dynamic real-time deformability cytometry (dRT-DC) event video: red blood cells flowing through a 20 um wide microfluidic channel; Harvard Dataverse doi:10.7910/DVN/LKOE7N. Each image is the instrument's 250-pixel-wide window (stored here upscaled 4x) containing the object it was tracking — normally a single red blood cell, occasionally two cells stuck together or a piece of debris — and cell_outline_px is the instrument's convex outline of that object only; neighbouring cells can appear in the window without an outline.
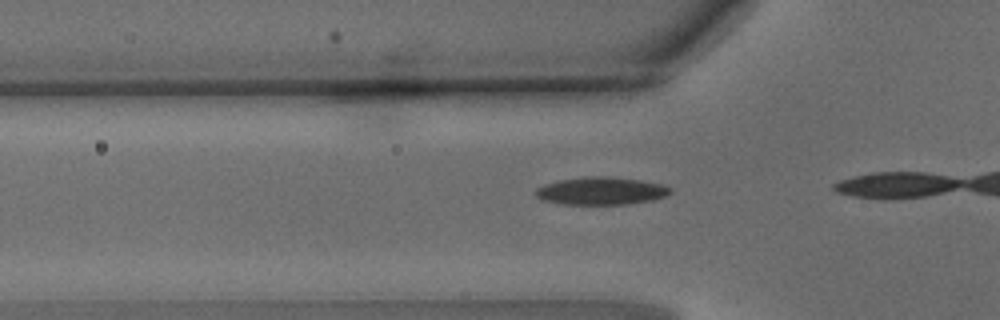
{"species": "common noctule bat (a hibernating species)", "species_latin": "Nyctalus noctula", "temperature_condition": "warm", "stored_images_in_passage": 7, "camera_frame_rate_fps": 3000, "um_per_image_px": 0.085, "animal": {"sex": "male", "body_mass_g": 15.6}, "frame": {"image": 1, "passage_image": 3, "time_ms": 0.667, "image_size_px": [1000, 320], "cell_outline_px": [[672, 192], [664, 196], [652, 200], [628, 204], [560, 204], [544, 200], [536, 196], [536, 188], [544, 184], [560, 180], [584, 176], [604, 176], [640, 180], [664, 184], [672, 188]], "centroid_in_image_um": [51.11, 16.22], "position_along_channel_um": 74.7, "area_um2": 21.73}}
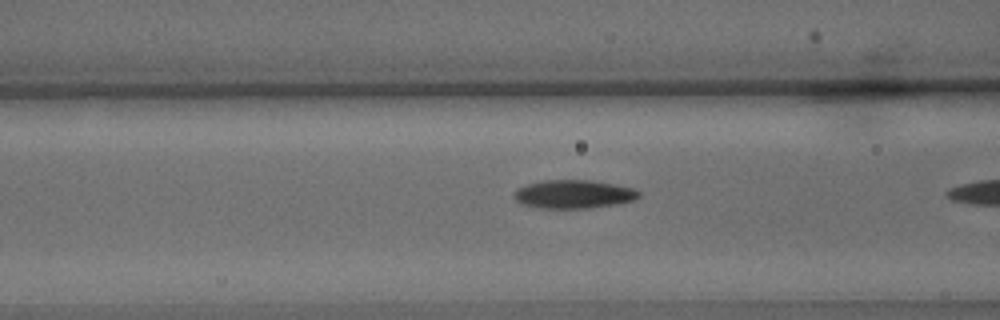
{"frame": {"image": 2, "passage_image": 6, "time_ms": 1.667, "image_size_px": [1000, 320], "cell_outline_px": [[640, 196], [636, 200], [588, 208], [536, 208], [520, 204], [512, 196], [516, 188], [528, 184], [544, 180], [592, 180], [616, 184], [636, 188], [640, 192]], "centroid_in_image_um": [48.75, 16.5], "position_along_channel_um": 117.9, "area_um2": 20.92}}